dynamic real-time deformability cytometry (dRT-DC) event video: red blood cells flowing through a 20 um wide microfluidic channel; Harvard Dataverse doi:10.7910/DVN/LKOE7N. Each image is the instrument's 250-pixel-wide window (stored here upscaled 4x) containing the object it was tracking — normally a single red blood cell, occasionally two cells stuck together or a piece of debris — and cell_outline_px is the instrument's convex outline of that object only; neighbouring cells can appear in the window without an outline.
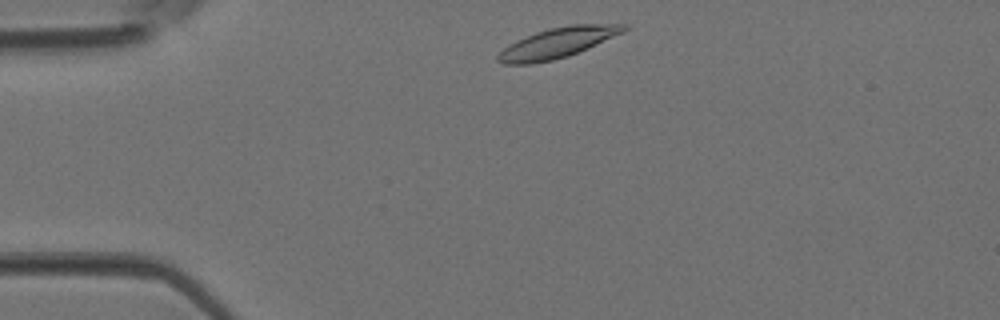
{"species": "Egyptian fruit bat (a non-hibernating species)", "species_latin": "Rousettus aegyptiacus", "temperature_condition": "room temperature", "stored_images_in_passage": 2, "camera_frame_rate_fps": 3000, "um_per_image_px": 0.085, "animal": {"sex": "female"}, "frame": {"image": 1, "passage_image": 1, "time_ms": 0.0, "image_size_px": [1000, 320], "cell_outline_px": [[628, 28], [624, 32], [568, 56], [552, 60], [532, 64], [504, 64], [496, 60], [496, 56], [508, 44], [516, 40], [536, 32], [548, 28], [572, 24], [628, 24]], "centroid_in_image_um": [47.37, 3.63], "position_along_channel_um": 37.6, "area_um2": 22.08}}